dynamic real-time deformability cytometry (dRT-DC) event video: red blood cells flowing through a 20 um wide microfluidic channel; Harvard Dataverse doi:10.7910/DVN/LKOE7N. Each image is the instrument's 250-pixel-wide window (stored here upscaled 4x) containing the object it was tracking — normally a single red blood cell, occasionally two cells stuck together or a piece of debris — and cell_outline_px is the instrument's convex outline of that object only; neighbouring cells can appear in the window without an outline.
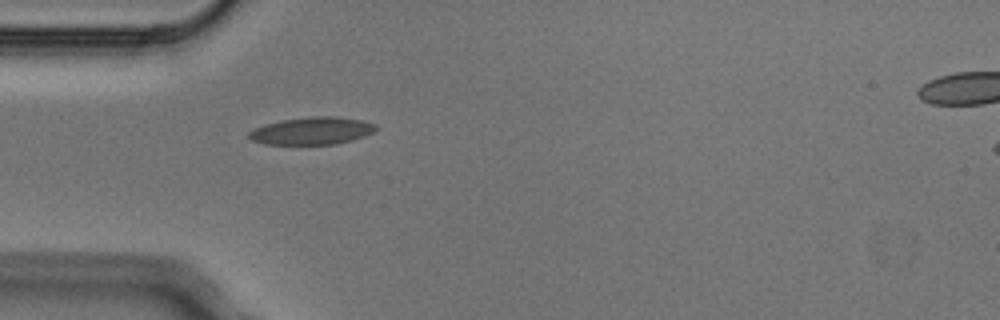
{"species": "Egyptian fruit bat (a non-hibernating species)", "species_latin": "Rousettus aegyptiacus", "temperature_condition": "cold", "stored_images_in_passage": 2, "camera_frame_rate_fps": 3000, "um_per_image_px": 0.085, "animal": {"sex": "male"}, "frame": {"image": 1, "passage_image": 1, "time_ms": 0.0, "image_size_px": [1000, 320], "cell_outline_px": [[376, 128], [372, 132], [364, 136], [352, 140], [336, 144], [264, 144], [252, 140], [248, 136], [248, 132], [264, 124], [284, 120], [312, 116], [332, 116], [360, 120], [376, 124]], "centroid_in_image_um": [26.5, 11.12], "position_along_channel_um": 58.5, "area_um2": 20.06}}